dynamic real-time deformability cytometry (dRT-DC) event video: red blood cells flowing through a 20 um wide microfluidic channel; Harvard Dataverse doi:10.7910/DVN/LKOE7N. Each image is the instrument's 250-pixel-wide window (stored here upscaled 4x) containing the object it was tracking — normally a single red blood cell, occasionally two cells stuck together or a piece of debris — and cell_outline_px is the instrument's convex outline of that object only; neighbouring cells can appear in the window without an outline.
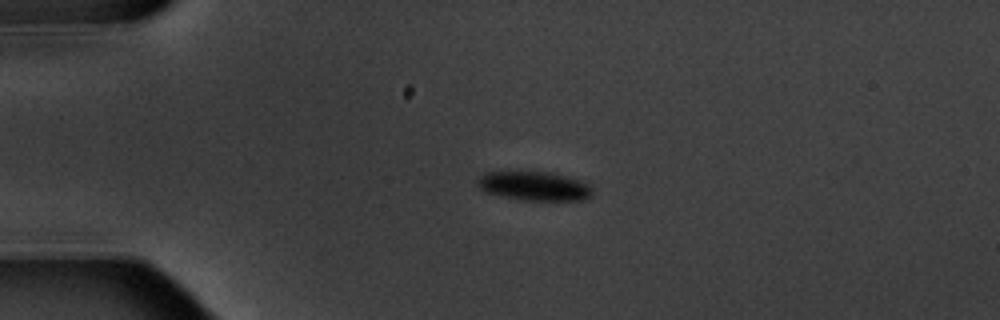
{"species": "common noctule bat (a hibernating species)", "species_latin": "Nyctalus noctula", "temperature_condition": "warm", "stored_images_in_passage": 4, "camera_frame_rate_fps": 3000, "um_per_image_px": 0.085, "animal": {"sex": "male", "body_mass_g": 20.1, "forearm_length_mm": 53.5}, "frame": {"image": 1, "passage_image": 3, "time_ms": 3.333, "image_size_px": [1000, 320], "cell_outline_px": [[592, 196], [584, 200], [520, 200], [484, 192], [476, 184], [476, 180], [484, 172], [556, 172], [580, 180], [588, 184], [592, 188]], "centroid_in_image_um": [45.41, 15.81], "position_along_channel_um": 39.6, "area_um2": 19.71}}